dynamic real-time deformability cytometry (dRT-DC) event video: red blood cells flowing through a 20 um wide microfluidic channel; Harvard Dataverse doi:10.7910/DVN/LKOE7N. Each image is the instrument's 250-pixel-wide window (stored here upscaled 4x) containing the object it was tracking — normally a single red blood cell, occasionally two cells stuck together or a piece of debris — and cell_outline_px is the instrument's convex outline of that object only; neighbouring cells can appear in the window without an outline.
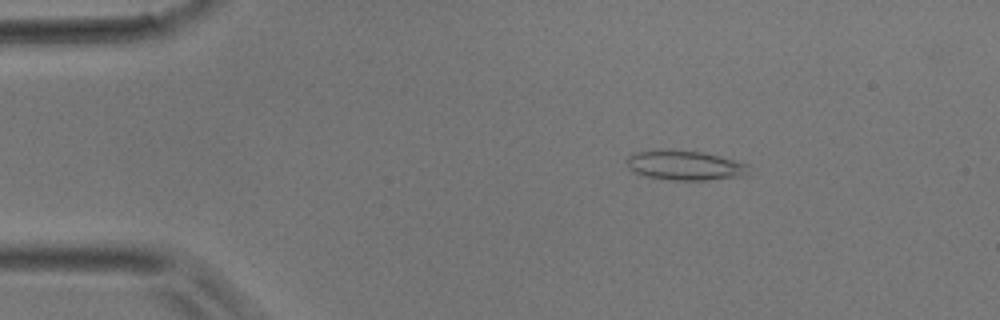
{"species": "common noctule bat (a hibernating species)", "species_latin": "Nyctalus noctula", "temperature_condition": "room temperature", "stored_images_in_passage": 44, "camera_frame_rate_fps": 3000, "um_per_image_px": 0.085, "animal": {"sex": "male", "body_mass_g": 17.9}, "frame": {"image": 1, "passage_image": 7, "time_ms": 2.0, "image_size_px": [1000, 320], "cell_outline_px": [[748, 164], [744, 176], [708, 180], [668, 180], [648, 176], [636, 172], [628, 168], [624, 160], [628, 156], [636, 152], [660, 148], [700, 152], [720, 156]], "centroid_in_image_um": [58.14, 14.04], "position_along_channel_um": 26.9, "area_um2": 21.15}}
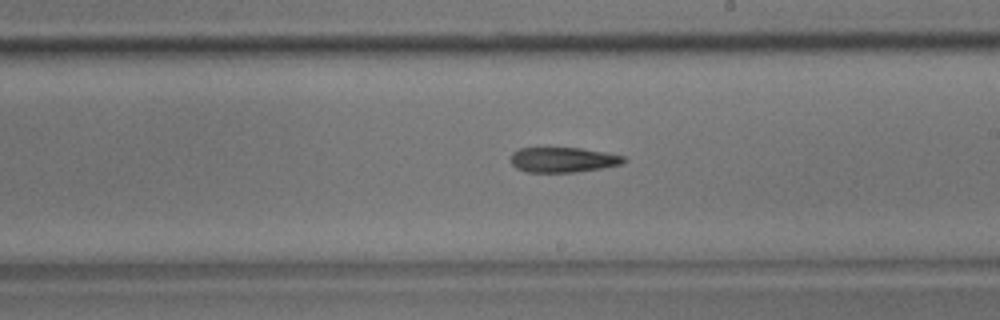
{"frame": {"image": 2, "passage_image": 25, "time_ms": 8.0, "image_size_px": [1000, 320], "cell_outline_px": [[628, 160], [620, 164], [604, 168], [576, 172], [524, 172], [516, 168], [512, 164], [512, 152], [520, 148], [580, 148], [604, 152], [624, 156]], "centroid_in_image_um": [47.87, 13.59], "position_along_channel_um": 241.1, "area_um2": 16.53}}
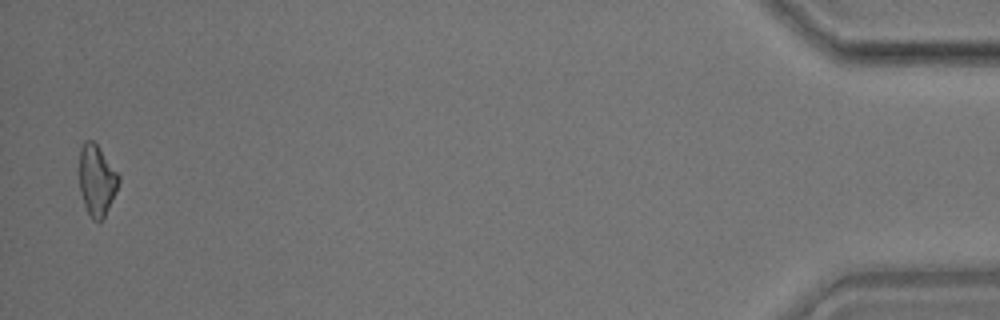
{"frame": {"image": 3, "passage_image": 43, "time_ms": 14.0, "image_size_px": [1000, 320], "cell_outline_px": [[120, 180], [116, 192], [104, 220], [100, 224], [92, 220], [84, 204], [80, 192], [80, 148], [84, 140], [92, 140], [96, 144], [120, 176]], "centroid_in_image_um": [8.23, 15.39], "position_along_channel_um": 427.0, "area_um2": 16.36}}